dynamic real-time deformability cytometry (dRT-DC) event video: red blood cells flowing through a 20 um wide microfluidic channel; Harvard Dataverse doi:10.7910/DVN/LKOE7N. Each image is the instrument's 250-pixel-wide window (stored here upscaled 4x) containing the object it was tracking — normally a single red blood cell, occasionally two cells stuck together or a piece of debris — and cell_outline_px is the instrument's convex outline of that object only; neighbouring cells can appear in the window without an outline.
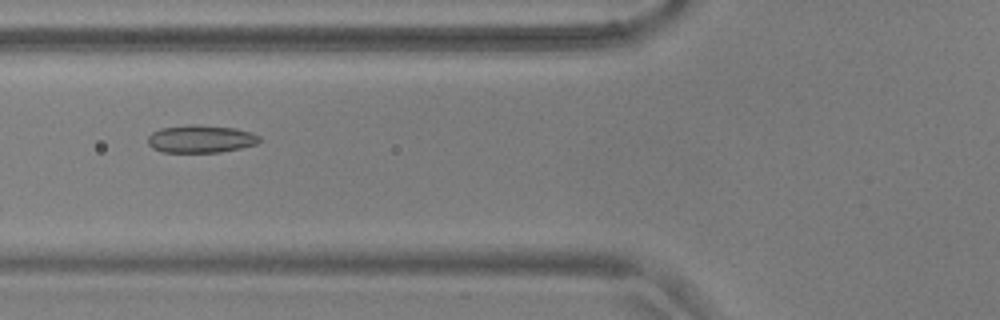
{"species": "common noctule bat (a hibernating species)", "species_latin": "Nyctalus noctula", "temperature_condition": "warm", "stored_images_in_passage": 24, "camera_frame_rate_fps": 3000, "um_per_image_px": 0.085, "animal": {"sex": "male", "body_mass_g": 17.9, "forearm_length_mm": 54.2}, "frame": {"image": 1, "passage_image": 6, "time_ms": 1.667, "image_size_px": [1000, 320], "cell_outline_px": [[260, 140], [256, 144], [240, 148], [220, 152], [164, 152], [152, 148], [148, 144], [148, 136], [152, 132], [160, 128], [188, 124], [192, 124], [236, 128], [252, 132], [260, 136]], "centroid_in_image_um": [17.06, 11.8], "position_along_channel_um": 108.7, "area_um2": 18.09}}
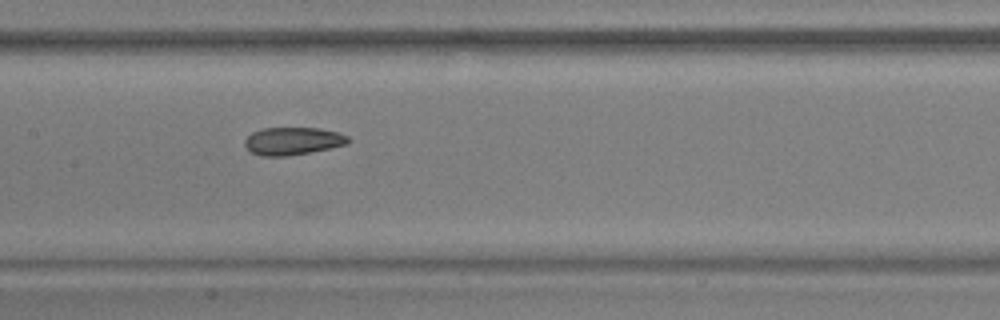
{"frame": {"image": 2, "passage_image": 12, "time_ms": 3.667, "image_size_px": [1000, 320], "cell_outline_px": [[352, 140], [348, 144], [288, 156], [260, 156], [252, 152], [244, 144], [244, 140], [252, 132], [264, 128], [320, 128], [336, 132], [348, 136]], "centroid_in_image_um": [24.89, 11.98], "position_along_channel_um": 182.5, "area_um2": 16.59}}
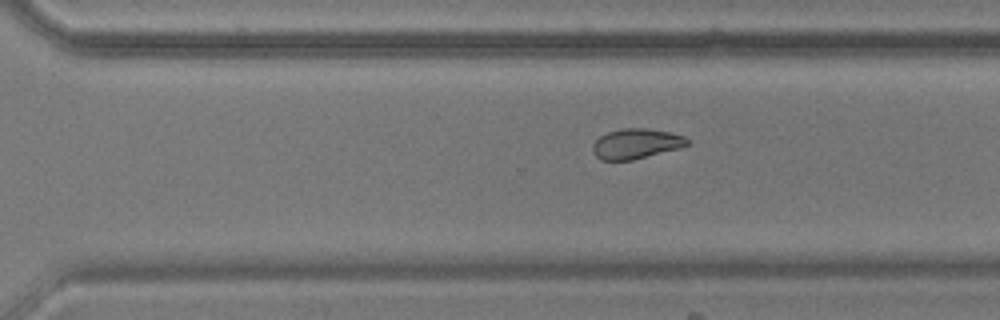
{"frame": {"image": 3, "passage_image": 23, "time_ms": 7.333, "image_size_px": [1000, 320], "cell_outline_px": [[688, 144], [680, 148], [632, 160], [600, 160], [592, 152], [592, 144], [600, 136], [608, 132], [620, 128], [644, 128], [668, 132], [684, 136], [688, 140]], "centroid_in_image_um": [54.03, 12.22], "position_along_channel_um": 316.6, "area_um2": 16.53}}